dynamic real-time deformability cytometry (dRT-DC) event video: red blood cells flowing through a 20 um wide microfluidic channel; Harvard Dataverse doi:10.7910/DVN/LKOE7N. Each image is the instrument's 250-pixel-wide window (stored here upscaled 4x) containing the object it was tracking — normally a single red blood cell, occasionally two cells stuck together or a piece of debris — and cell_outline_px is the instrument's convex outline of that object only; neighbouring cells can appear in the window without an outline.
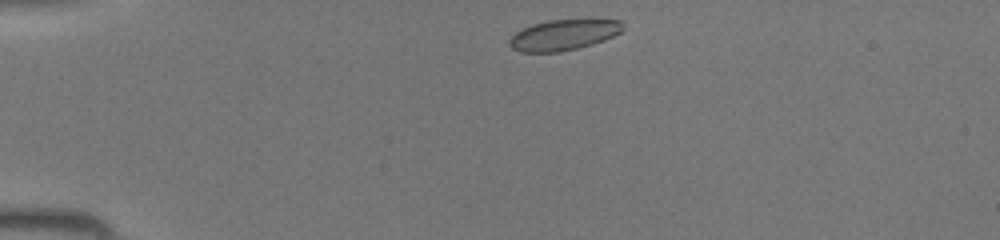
{"species": "common noctule bat (a hibernating species)", "species_latin": "Nyctalus noctula", "temperature_condition": "room temperature", "stored_images_in_passage": 36, "camera_frame_rate_fps": 3000, "um_per_image_px": 0.085, "animal": {"sex": "female", "body_mass_g": 19.5, "forearm_length_mm": 54.1}, "frame": {"image": 1, "passage_image": 1, "time_ms": 0.0, "image_size_px": [1000, 240], "cell_outline_px": [[624, 28], [620, 32], [604, 40], [592, 44], [560, 52], [520, 52], [512, 48], [508, 44], [508, 40], [516, 32], [532, 24], [548, 20], [588, 16], [620, 20], [624, 24]], "centroid_in_image_um": [47.97, 2.9], "position_along_channel_um": 37.0, "area_um2": 21.15}}
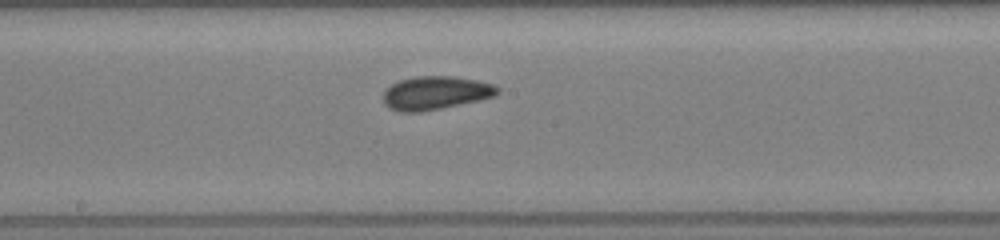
{"frame": {"image": 2, "passage_image": 16, "time_ms": 5.0, "image_size_px": [1000, 240], "cell_outline_px": [[500, 92], [496, 96], [480, 100], [420, 112], [400, 112], [388, 108], [384, 104], [384, 92], [392, 84], [400, 80], [416, 76], [452, 76], [476, 80], [492, 84], [500, 88]], "centroid_in_image_um": [37.03, 7.9], "position_along_channel_um": 211.2, "area_um2": 22.2}}
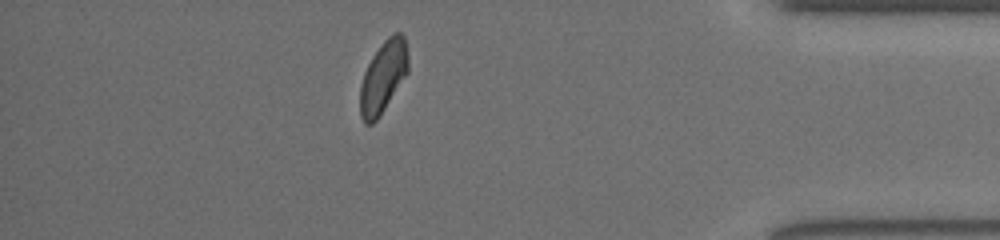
{"frame": {"image": 3, "passage_image": 31, "time_ms": 10.0, "image_size_px": [1000, 240], "cell_outline_px": [[408, 72], [380, 116], [372, 124], [364, 124], [360, 116], [360, 84], [364, 72], [372, 56], [380, 44], [392, 32], [400, 32], [404, 36], [408, 56]], "centroid_in_image_um": [32.56, 6.53], "position_along_channel_um": 402.6, "area_um2": 20.29}}